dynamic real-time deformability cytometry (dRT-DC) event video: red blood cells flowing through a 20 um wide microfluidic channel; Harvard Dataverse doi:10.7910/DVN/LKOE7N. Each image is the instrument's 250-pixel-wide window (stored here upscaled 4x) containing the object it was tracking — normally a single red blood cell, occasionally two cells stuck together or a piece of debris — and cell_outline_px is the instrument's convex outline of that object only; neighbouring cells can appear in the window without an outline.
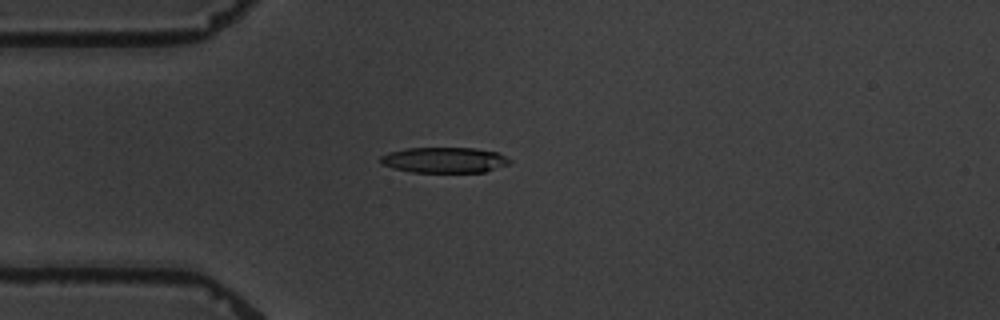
{"species": "common noctule bat (a hibernating species)", "species_latin": "Nyctalus noctula", "temperature_condition": "warm", "stored_images_in_passage": 7, "camera_frame_rate_fps": 3000, "um_per_image_px": 0.085, "animal": {"sex": "male", "body_mass_g": 19.5, "forearm_length_mm": 54.6}, "frame": {"image": 1, "passage_image": 5, "time_ms": 4.667, "image_size_px": [1000, 320], "cell_outline_px": [[512, 160], [508, 164], [484, 172], [412, 172], [392, 168], [380, 164], [380, 156], [388, 152], [408, 148], [476, 148], [496, 152]], "centroid_in_image_um": [37.73, 13.6], "position_along_channel_um": 47.3, "area_um2": 19.25}}
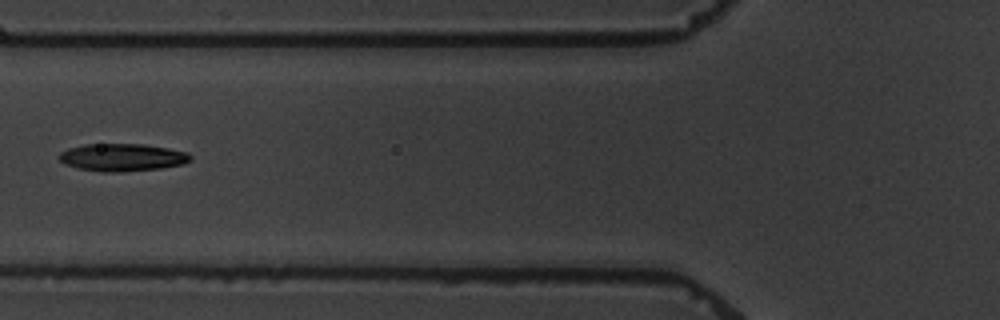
{"frame": {"image": 2, "passage_image": 7, "time_ms": 7.0, "image_size_px": [1000, 320], "cell_outline_px": [[192, 160], [184, 164], [160, 168], [120, 172], [100, 172], [80, 168], [64, 164], [60, 160], [60, 152], [68, 148], [84, 144], [144, 144], [168, 148], [188, 152], [192, 156]], "centroid_in_image_um": [10.42, 13.37], "position_along_channel_um": 115.4, "area_um2": 21.15}}